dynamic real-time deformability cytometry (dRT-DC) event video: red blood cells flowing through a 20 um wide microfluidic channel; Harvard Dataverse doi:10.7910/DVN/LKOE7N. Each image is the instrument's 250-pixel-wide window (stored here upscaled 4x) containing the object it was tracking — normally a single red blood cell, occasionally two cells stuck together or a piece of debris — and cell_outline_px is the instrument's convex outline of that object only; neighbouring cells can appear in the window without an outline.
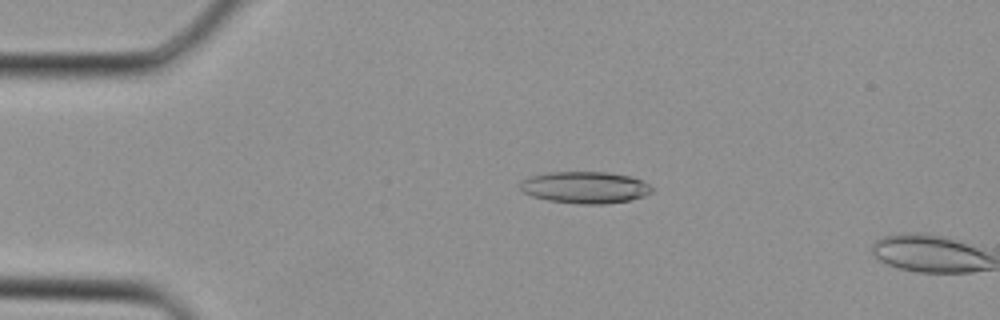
{"species": "Egyptian fruit bat (a non-hibernating species)", "species_latin": "Rousettus aegyptiacus", "temperature_condition": "cold", "stored_images_in_passage": 9, "camera_frame_rate_fps": 3000, "um_per_image_px": 0.085, "animal": {"sex": "female"}, "frame": {"image": 1, "passage_image": 8, "time_ms": 2.333, "image_size_px": [1000, 320], "cell_outline_px": [[652, 192], [644, 196], [632, 200], [604, 204], [580, 204], [548, 200], [532, 196], [524, 192], [520, 188], [520, 180], [528, 176], [548, 172], [608, 172], [632, 176], [644, 180], [652, 188]], "centroid_in_image_um": [49.74, 15.92], "position_along_channel_um": 35.3, "area_um2": 24.68}}